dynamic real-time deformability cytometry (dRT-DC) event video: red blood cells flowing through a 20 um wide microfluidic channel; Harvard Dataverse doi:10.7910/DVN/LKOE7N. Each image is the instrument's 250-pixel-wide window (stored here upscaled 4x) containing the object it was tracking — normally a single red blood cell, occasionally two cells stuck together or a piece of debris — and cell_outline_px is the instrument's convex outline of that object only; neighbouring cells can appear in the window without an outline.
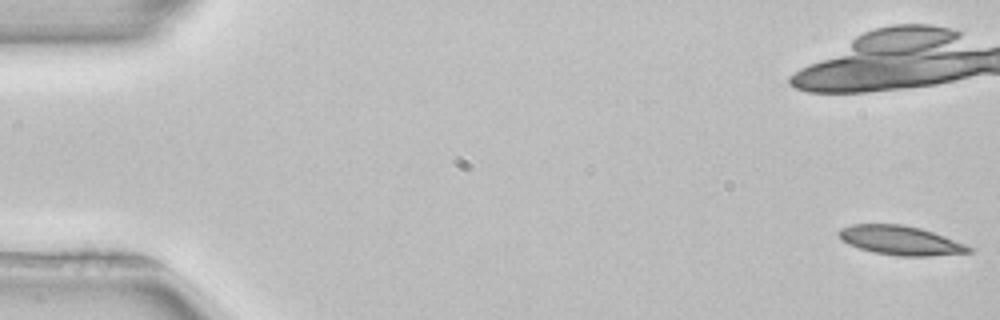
{"species": "common noctule bat (a hibernating species)", "species_latin": "Nyctalus noctula", "temperature_condition": "room temperature", "stored_images_in_passage": 20, "camera_frame_rate_fps": 3000, "um_per_image_px": 0.085, "animal": {"sex": "female", "body_mass_g": 22.7, "forearm_length_mm": 54.2}, "frame": {"image": 1, "passage_image": 1, "time_ms": 0.0, "image_size_px": [1000, 320], "cell_outline_px": [[972, 252], [928, 256], [900, 256], [872, 252], [848, 244], [836, 232], [840, 228], [852, 224], [900, 224], [920, 228], [932, 232], [964, 244], [972, 248]], "centroid_in_image_um": [76.5, 20.43], "position_along_channel_um": 8.5, "area_um2": 21.79}}